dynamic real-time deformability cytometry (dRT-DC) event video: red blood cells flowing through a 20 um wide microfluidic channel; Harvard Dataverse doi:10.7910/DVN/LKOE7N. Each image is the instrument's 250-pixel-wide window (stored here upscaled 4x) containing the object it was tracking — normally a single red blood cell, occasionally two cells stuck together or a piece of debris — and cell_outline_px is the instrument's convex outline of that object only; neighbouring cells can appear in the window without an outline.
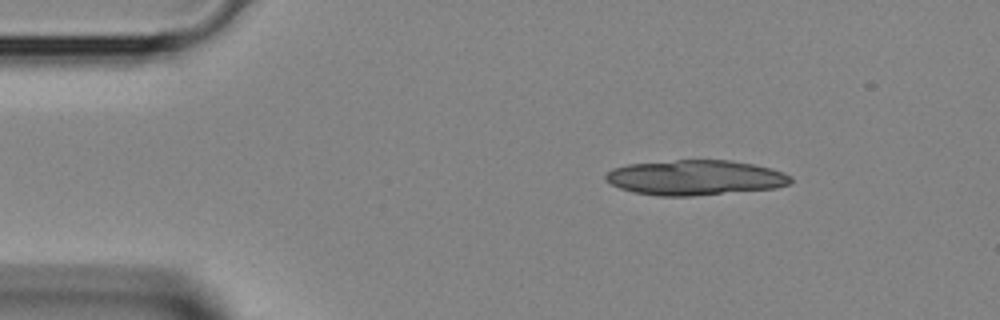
{"species": "Egyptian fruit bat (a non-hibernating species)", "species_latin": "Rousettus aegyptiacus", "temperature_condition": "room temperature", "stored_images_in_passage": 5, "segment_of_instrument_passage": [2, 2], "camera_frame_rate_fps": 3000, "um_per_image_px": 0.085, "animal": {"sex": "female"}, "frame": {"image": 1, "passage_image": 5, "time_ms": 1.333, "image_size_px": [1000, 320], "cell_outline_px": [[792, 180], [788, 184], [776, 188], [692, 196], [656, 196], [632, 192], [620, 188], [604, 180], [604, 176], [612, 168], [628, 164], [676, 160], [728, 160], [752, 164], [772, 168], [784, 172], [792, 176]], "centroid_in_image_um": [59.08, 15.1], "position_along_channel_um": 25.9, "area_um2": 37.97}}